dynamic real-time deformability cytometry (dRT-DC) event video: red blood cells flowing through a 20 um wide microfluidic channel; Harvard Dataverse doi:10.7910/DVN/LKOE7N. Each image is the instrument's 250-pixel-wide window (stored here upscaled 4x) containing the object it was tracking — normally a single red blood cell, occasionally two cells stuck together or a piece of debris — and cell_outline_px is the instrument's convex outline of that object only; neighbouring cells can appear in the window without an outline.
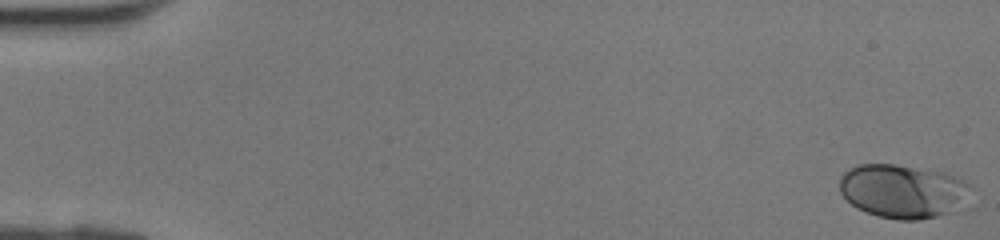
{"species": "human", "species_latin": "Homo sapiens", "temperature_condition": "room temperature", "stored_images_in_passage": 7, "camera_frame_rate_fps": 3000, "um_per_image_px": 0.085, "donor": {"sex": "female"}, "frame": {"image": 1, "passage_image": 1, "time_ms": 0.0, "image_size_px": [1000, 240], "cell_outline_px": [[976, 188], [960, 208], [952, 212], [920, 220], [900, 220], [880, 216], [856, 208], [840, 192], [840, 176], [844, 172], [856, 164], [896, 164], [948, 172], [968, 180]], "centroid_in_image_um": [76.84, 16.22], "position_along_channel_um": 8.2, "area_um2": 41.96}}